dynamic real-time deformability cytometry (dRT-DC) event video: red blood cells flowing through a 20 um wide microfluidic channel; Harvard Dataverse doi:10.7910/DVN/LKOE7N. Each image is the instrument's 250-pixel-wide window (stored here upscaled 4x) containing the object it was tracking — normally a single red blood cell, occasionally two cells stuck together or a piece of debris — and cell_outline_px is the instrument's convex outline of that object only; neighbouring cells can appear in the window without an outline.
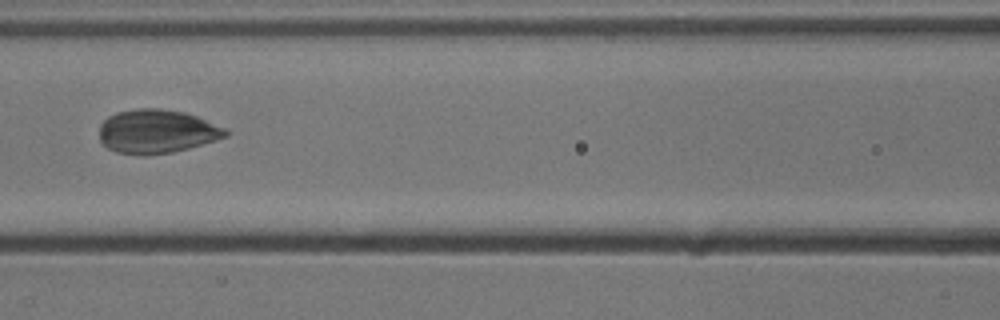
{"species": "common noctule bat (a hibernating species)", "species_latin": "Nyctalus noctula", "temperature_condition": "cold", "stored_images_in_passage": 8, "camera_frame_rate_fps": 3000, "um_per_image_px": 0.085, "animal": {"sex": "male", "body_mass_g": 13.3}, "frame": {"image": 1, "passage_image": 7, "time_ms": 2.0, "image_size_px": [1000, 320], "cell_outline_px": [[228, 136], [216, 140], [188, 148], [172, 152], [144, 156], [140, 156], [116, 152], [108, 148], [100, 140], [100, 124], [108, 116], [116, 112], [140, 108], [160, 108], [184, 112], [196, 116], [224, 128], [228, 132]], "centroid_in_image_um": [13.3, 11.18], "position_along_channel_um": 153.3, "area_um2": 32.19}}
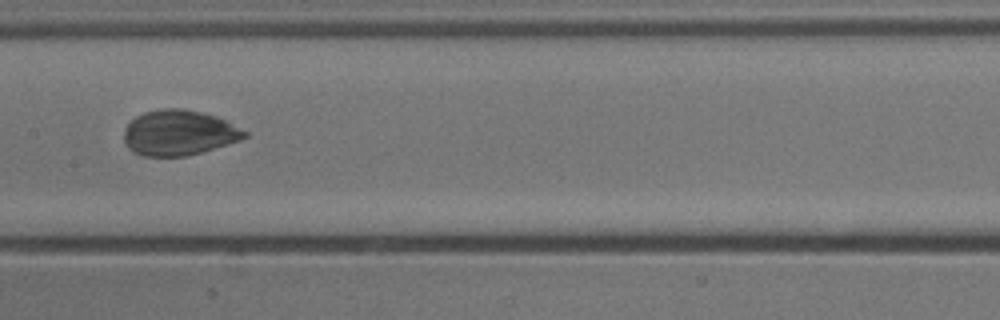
{"frame": {"image": 2, "passage_image": 8, "time_ms": 2.333, "image_size_px": [1000, 320], "cell_outline_px": [[248, 136], [240, 140], [228, 144], [188, 156], [144, 156], [132, 152], [128, 148], [124, 140], [124, 128], [136, 116], [144, 112], [160, 108], [184, 108], [216, 116], [248, 132]], "centroid_in_image_um": [15.19, 11.29], "position_along_channel_um": 192.2, "area_um2": 31.91}}